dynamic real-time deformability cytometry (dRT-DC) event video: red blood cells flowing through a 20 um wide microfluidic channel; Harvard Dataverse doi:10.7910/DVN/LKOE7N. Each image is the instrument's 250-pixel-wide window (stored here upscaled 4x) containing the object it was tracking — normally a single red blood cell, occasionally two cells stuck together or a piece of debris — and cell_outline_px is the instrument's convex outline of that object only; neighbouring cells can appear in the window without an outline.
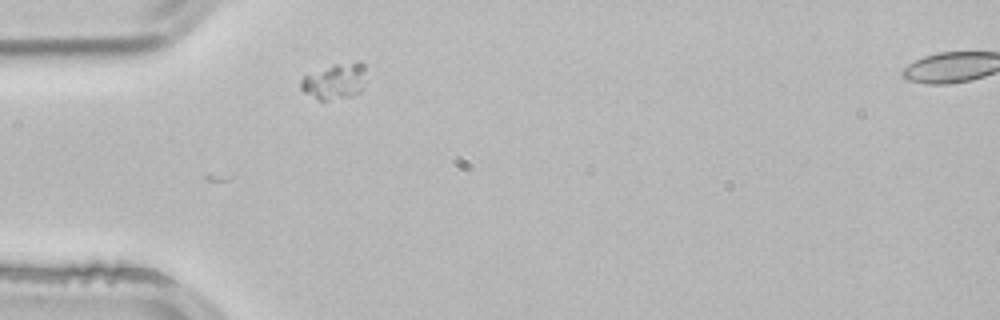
{"species": "common noctule bat (a hibernating species)", "species_latin": "Nyctalus noctula", "temperature_condition": "room temperature", "stored_images_in_passage": 5, "segment_of_instrument_passage": [1, 2], "camera_frame_rate_fps": 3000, "um_per_image_px": 0.085, "animal": {"sex": "male", "body_mass_g": 21.5, "forearm_length_mm": 52.0}, "frame": {"image": 1, "passage_image": 4, "time_ms": 1.0, "image_size_px": [1000, 320], "cell_outline_px": [[364, 72], [360, 92], [352, 96], [328, 100], [320, 100], [304, 92], [300, 88], [300, 80], [304, 76], [332, 64], [360, 60], [364, 64]], "centroid_in_image_um": [28.44, 6.89], "position_along_channel_um": 56.6, "area_um2": 13.53}}